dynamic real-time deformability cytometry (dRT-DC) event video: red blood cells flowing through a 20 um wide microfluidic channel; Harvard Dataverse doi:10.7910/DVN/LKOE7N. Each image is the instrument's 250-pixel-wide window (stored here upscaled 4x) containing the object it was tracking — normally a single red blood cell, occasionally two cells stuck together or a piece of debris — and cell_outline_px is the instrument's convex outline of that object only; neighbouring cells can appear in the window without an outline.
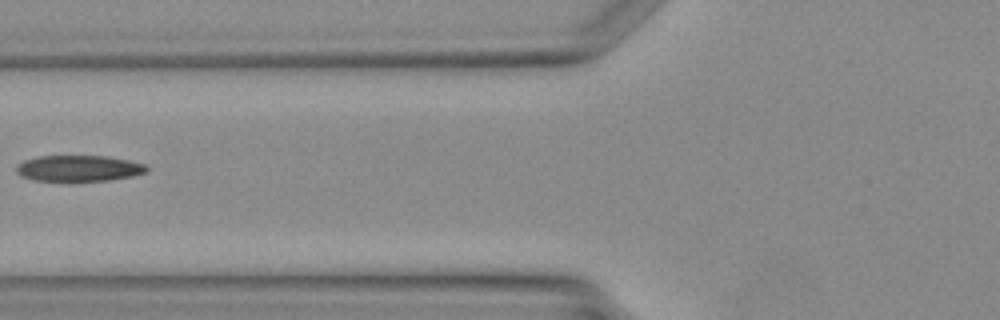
{"species": "Egyptian fruit bat (a non-hibernating species)", "species_latin": "Rousettus aegyptiacus", "temperature_condition": "warm", "stored_images_in_passage": 2, "camera_frame_rate_fps": 3000, "um_per_image_px": 0.085, "animal": {"sex": "female"}, "frame": {"image": 1, "passage_image": 2, "time_ms": 1.0, "image_size_px": [1000, 320], "cell_outline_px": [[148, 168], [144, 172], [132, 176], [108, 180], [36, 180], [20, 176], [16, 172], [16, 164], [24, 160], [36, 156], [108, 156], [128, 160], [144, 164]], "centroid_in_image_um": [6.64, 14.29], "position_along_channel_um": 119.2, "area_um2": 19.54}}